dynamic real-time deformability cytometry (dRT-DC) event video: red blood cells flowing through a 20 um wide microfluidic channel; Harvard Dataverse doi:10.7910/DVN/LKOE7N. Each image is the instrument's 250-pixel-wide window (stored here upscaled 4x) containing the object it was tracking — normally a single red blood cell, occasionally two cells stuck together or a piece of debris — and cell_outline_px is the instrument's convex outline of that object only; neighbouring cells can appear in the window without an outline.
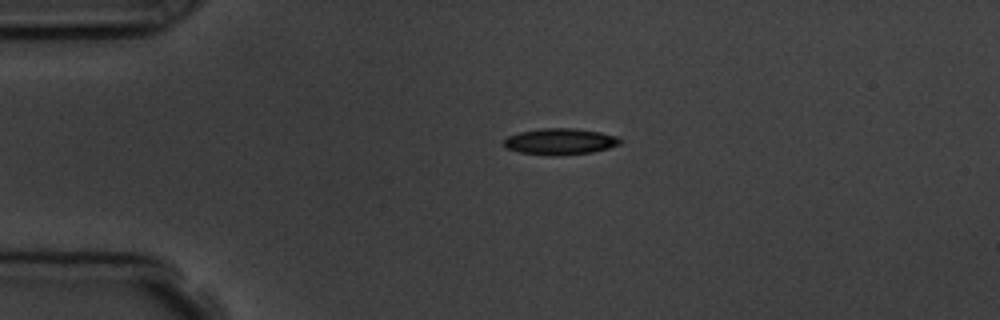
{"species": "common noctule bat (a hibernating species)", "species_latin": "Nyctalus noctula", "temperature_condition": "room temperature", "stored_images_in_passage": 3, "camera_frame_rate_fps": 3000, "um_per_image_px": 0.085, "animal": {"sex": "male", "body_mass_g": 19.5, "forearm_length_mm": 54.6}, "frame": {"image": 1, "passage_image": 2, "time_ms": 1.0, "image_size_px": [1000, 320], "cell_outline_px": [[620, 144], [608, 148], [592, 152], [520, 152], [508, 148], [504, 144], [504, 140], [508, 136], [520, 132], [540, 128], [576, 128], [600, 132], [616, 136], [620, 140]], "centroid_in_image_um": [47.64, 11.96], "position_along_channel_um": 37.4, "area_um2": 16.59}}